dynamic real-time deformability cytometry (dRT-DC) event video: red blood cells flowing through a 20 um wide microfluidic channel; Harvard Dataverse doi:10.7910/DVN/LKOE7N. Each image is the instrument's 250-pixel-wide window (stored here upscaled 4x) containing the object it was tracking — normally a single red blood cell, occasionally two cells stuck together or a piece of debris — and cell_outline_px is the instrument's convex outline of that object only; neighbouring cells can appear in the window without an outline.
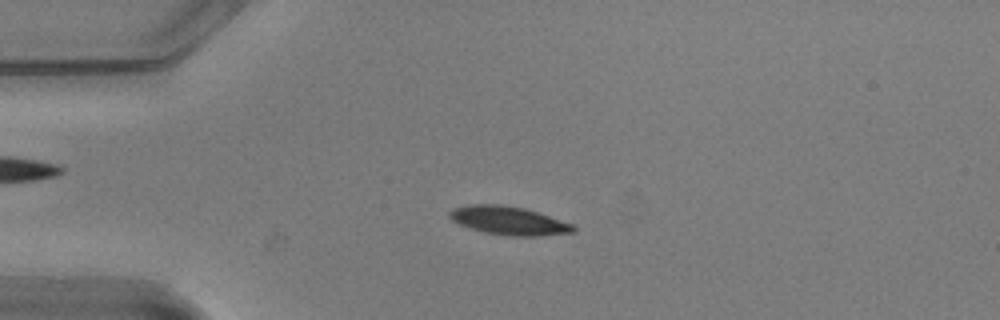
{"species": "common noctule bat (a hibernating species)", "species_latin": "Nyctalus noctula", "temperature_condition": "warm", "stored_images_in_passage": 54, "camera_frame_rate_fps": 3000, "um_per_image_px": 0.085, "animal": {"sex": "male", "body_mass_g": 20.5, "forearm_length_mm": 52.5}, "frame": {"image": 1, "passage_image": 13, "time_ms": 4.0, "image_size_px": [1000, 320], "cell_outline_px": [[576, 232], [536, 236], [512, 236], [484, 232], [460, 224], [452, 220], [448, 216], [448, 212], [452, 208], [468, 204], [500, 204], [524, 208], [572, 224], [576, 228]], "centroid_in_image_um": [43.21, 18.74], "position_along_channel_um": 41.8, "area_um2": 20.35}}
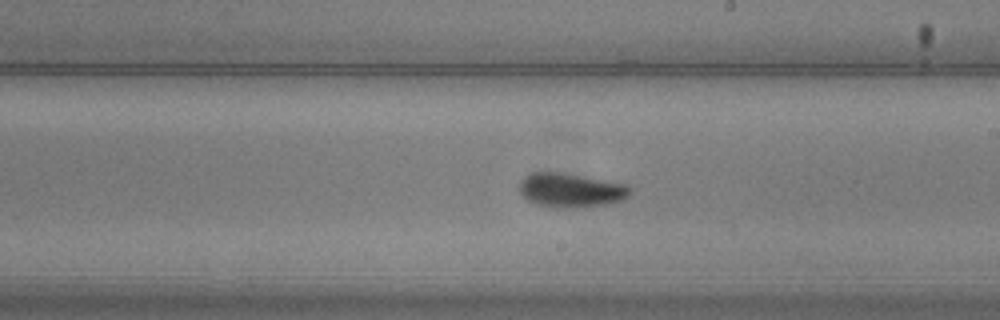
{"frame": {"image": 2, "passage_image": 31, "time_ms": 10.0, "image_size_px": [1000, 320], "cell_outline_px": [[632, 192], [624, 200], [604, 204], [576, 208], [552, 208], [528, 200], [520, 192], [520, 180], [524, 176], [532, 172], [564, 172], [628, 184], [632, 188]], "centroid_in_image_um": [48.56, 16.15], "position_along_channel_um": 240.4, "area_um2": 22.31}}
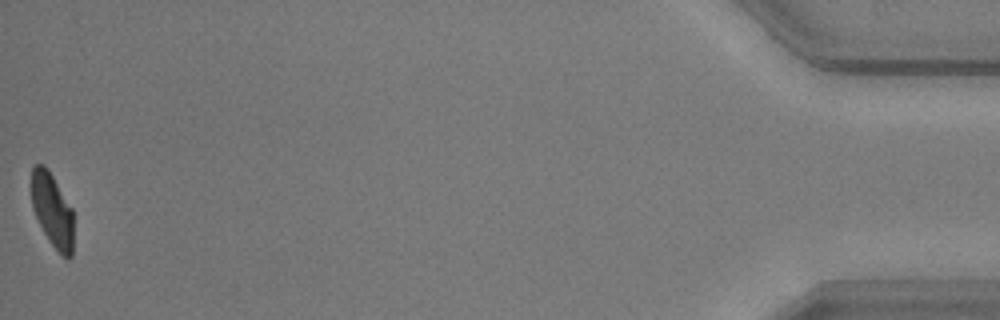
{"frame": {"image": 3, "passage_image": 54, "time_ms": 17.667, "image_size_px": [1000, 320], "cell_outline_px": [[72, 256], [68, 260], [48, 240], [32, 208], [32, 168], [36, 164], [44, 164], [48, 168], [72, 208]], "centroid_in_image_um": [4.44, 17.84], "position_along_channel_um": 430.8, "area_um2": 17.8}, "authors_computed_cell_mechanics": {"area_um2": 20.4323, "velocity_mm_per_s": 3.7311, "shape_relaxation_time_tau1_ms": 4.119, "shape_relaxation_time_tau2_ms": 1.755, "deformation_change_tau1": 0.1557, "deformation_change_tau2": 0.0633}}